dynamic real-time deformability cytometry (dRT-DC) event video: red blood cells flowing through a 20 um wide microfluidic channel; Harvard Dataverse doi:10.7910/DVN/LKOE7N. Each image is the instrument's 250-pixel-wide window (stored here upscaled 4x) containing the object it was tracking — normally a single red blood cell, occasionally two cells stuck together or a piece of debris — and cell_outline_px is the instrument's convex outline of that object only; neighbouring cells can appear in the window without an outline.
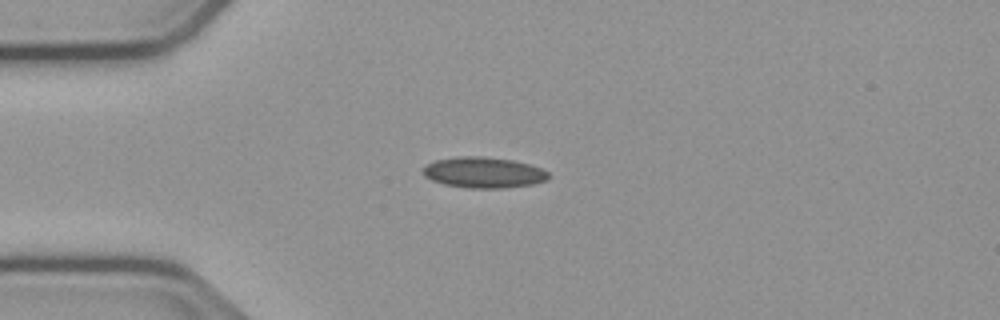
{"species": "common noctule bat (a hibernating species)", "species_latin": "Nyctalus noctula", "temperature_condition": "cold", "stored_images_in_passage": 42, "camera_frame_rate_fps": 3000, "um_per_image_px": 0.085, "animal": {"sex": "male", "body_mass_g": 23.1, "forearm_length_mm": 52.7}, "frame": {"image": 1, "passage_image": 1, "time_ms": 0.0, "image_size_px": [1000, 320], "cell_outline_px": [[552, 176], [548, 180], [532, 184], [504, 188], [468, 188], [444, 184], [432, 180], [424, 176], [424, 168], [428, 164], [436, 160], [460, 156], [480, 156], [512, 160], [528, 164], [540, 168], [548, 172]], "centroid_in_image_um": [41.14, 14.67], "position_along_channel_um": 43.9, "area_um2": 22.43}}
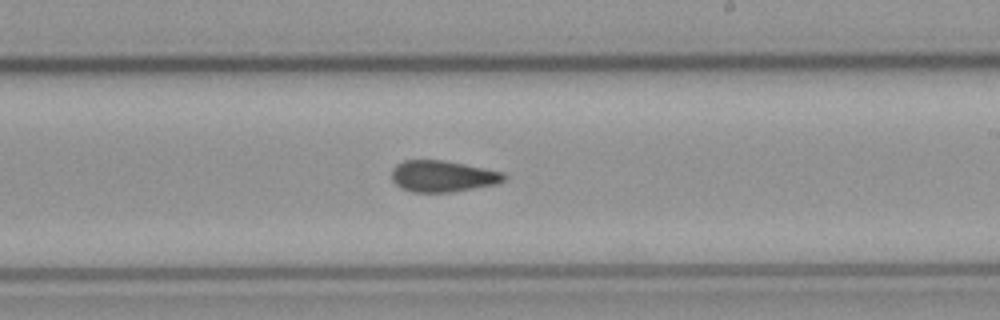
{"frame": {"image": 2, "passage_image": 19, "time_ms": 6.0, "image_size_px": [1000, 320], "cell_outline_px": [[508, 176], [504, 180], [496, 184], [448, 192], [412, 192], [400, 188], [392, 180], [392, 168], [396, 164], [404, 160], [444, 160], [504, 172]], "centroid_in_image_um": [37.61, 14.97], "position_along_channel_um": 251.4, "area_um2": 20.52}}
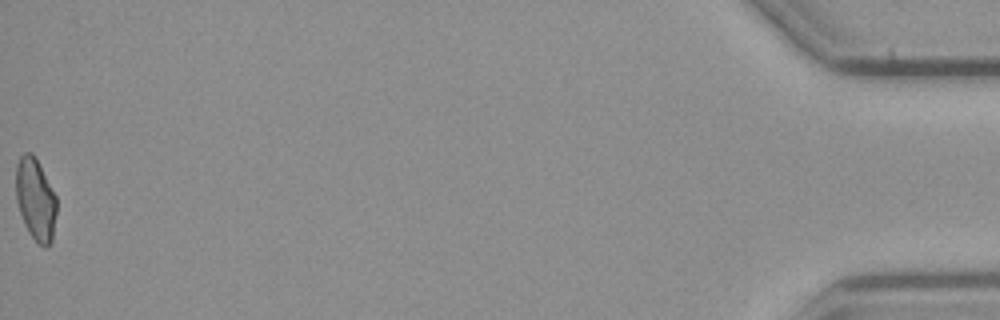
{"frame": {"image": 3, "passage_image": 42, "time_ms": 13.667, "image_size_px": [1000, 320], "cell_outline_px": [[56, 212], [52, 240], [44, 248], [28, 232], [24, 224], [16, 200], [16, 164], [20, 156], [24, 152], [32, 152], [56, 196]], "centroid_in_image_um": [3.0, 16.93], "position_along_channel_um": 432.2, "area_um2": 19.19}, "authors_computed_cell_mechanics": {"area_um2": 20.6635, "velocity_mm_per_s": 3.7685, "shape_relaxation_time_tau1_ms": null, "shape_relaxation_time_tau2_ms": 2.6402, "deformation_change_tau1": null, "deformation_change_tau2": 0.0872}}